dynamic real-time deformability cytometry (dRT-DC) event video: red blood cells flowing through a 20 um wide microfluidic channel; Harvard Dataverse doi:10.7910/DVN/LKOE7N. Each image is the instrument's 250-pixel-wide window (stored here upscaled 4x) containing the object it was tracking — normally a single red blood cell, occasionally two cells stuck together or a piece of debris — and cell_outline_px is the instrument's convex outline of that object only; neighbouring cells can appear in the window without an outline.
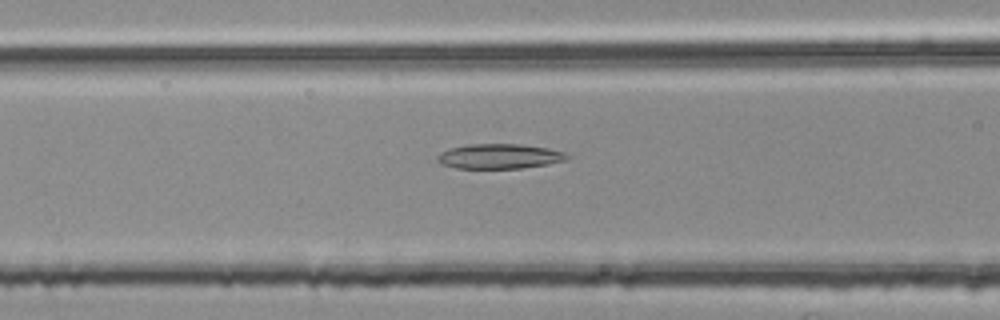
{"species": "common noctule bat (a hibernating species)", "species_latin": "Nyctalus noctula", "temperature_condition": "room temperature", "stored_images_in_passage": 7, "camera_frame_rate_fps": 3000, "um_per_image_px": 0.085, "animal": {"sex": "female", "body_mass_g": 25.1}, "frame": {"image": 1, "passage_image": 5, "time_ms": 1.333, "image_size_px": [1000, 320], "cell_outline_px": [[572, 156], [564, 160], [548, 164], [520, 168], [456, 168], [440, 164], [436, 160], [436, 156], [440, 152], [448, 148], [468, 144], [520, 144], [548, 148], [568, 152]], "centroid_in_image_um": [42.44, 13.28], "position_along_channel_um": 124.2, "area_um2": 19.02}}